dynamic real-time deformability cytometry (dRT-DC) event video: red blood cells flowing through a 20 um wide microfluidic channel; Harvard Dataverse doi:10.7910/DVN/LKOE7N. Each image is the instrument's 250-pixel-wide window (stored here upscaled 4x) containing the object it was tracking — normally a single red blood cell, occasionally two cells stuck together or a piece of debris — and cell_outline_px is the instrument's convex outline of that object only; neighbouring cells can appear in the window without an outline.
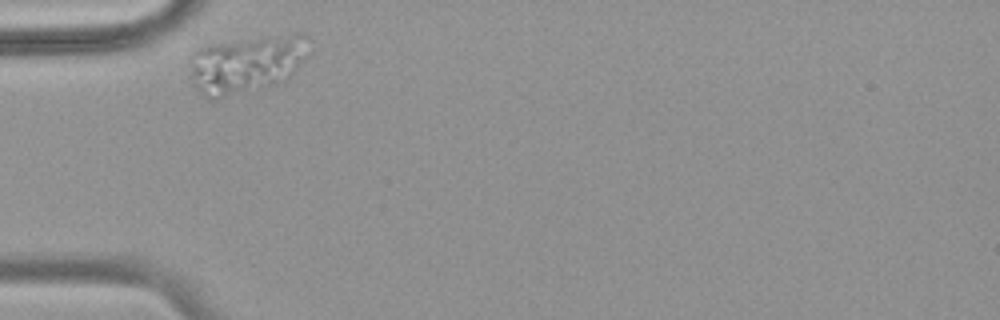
{"species": "common noctule bat (a hibernating species)", "species_latin": "Nyctalus noctula", "temperature_condition": "warm", "stored_images_in_passage": 33, "camera_frame_rate_fps": 3000, "um_per_image_px": 0.085, "animal": {"sex": "female", "body_mass_g": 18.4}, "frame": {"image": 1, "passage_image": 1, "time_ms": 0.0, "image_size_px": [1000, 320], "cell_outline_px": [[312, 40], [308, 56], [284, 80], [260, 88], [216, 100], [208, 100], [196, 88], [188, 76], [188, 56], [192, 52], [208, 44], [296, 32], [304, 32]], "centroid_in_image_um": [20.93, 5.42], "position_along_channel_um": 64.1, "area_um2": 41.1}}
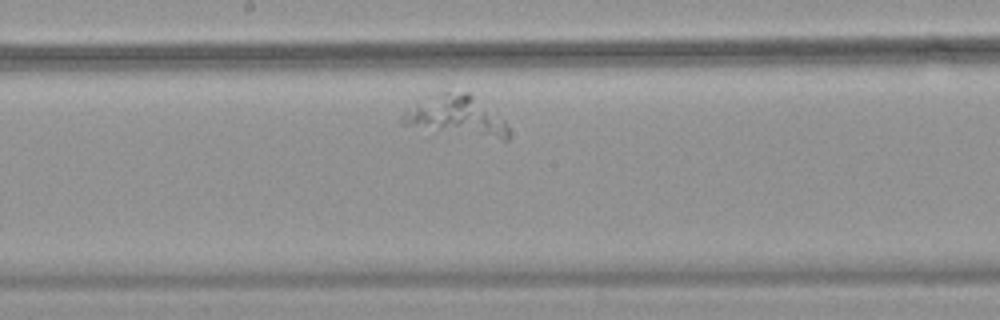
{"frame": {"image": 2, "passage_image": 15, "time_ms": 4.667, "image_size_px": [1000, 320], "cell_outline_px": [[508, 140], [500, 140], [400, 124], [400, 120], [404, 112], [416, 100], [440, 88], [468, 92], [504, 120], [508, 124]], "centroid_in_image_um": [38.72, 9.79], "position_along_channel_um": 209.5, "area_um2": 25.32}}
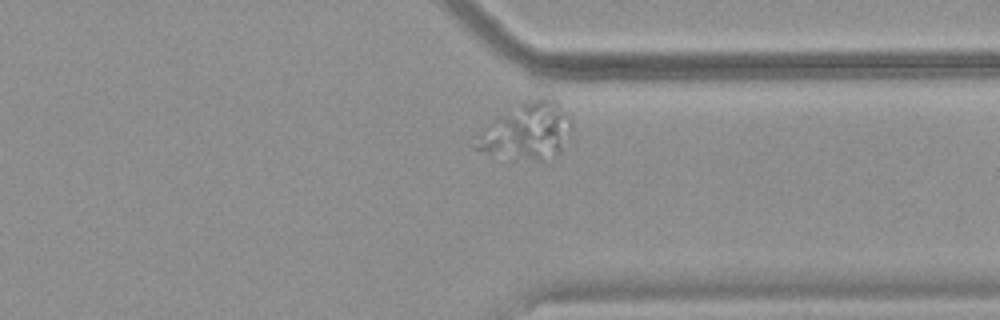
{"frame": {"image": 3, "passage_image": 29, "time_ms": 9.333, "image_size_px": [1000, 320], "cell_outline_px": [[572, 140], [560, 152], [540, 160], [536, 160], [488, 152], [472, 148], [468, 144], [488, 124], [524, 100], [540, 96], [544, 96], [556, 100], [572, 120]], "centroid_in_image_um": [44.85, 11.11], "position_along_channel_um": 366.5, "area_um2": 31.67}}